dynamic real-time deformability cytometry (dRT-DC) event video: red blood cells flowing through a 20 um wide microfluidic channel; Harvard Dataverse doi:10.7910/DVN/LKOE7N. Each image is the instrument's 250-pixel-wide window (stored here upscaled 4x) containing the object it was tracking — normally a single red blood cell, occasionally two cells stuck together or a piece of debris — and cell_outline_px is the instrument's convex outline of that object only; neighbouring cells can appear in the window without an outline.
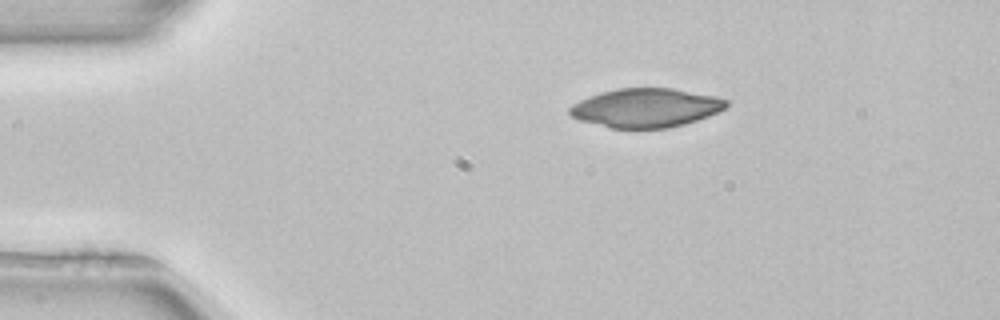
{"species": "common noctule bat (a hibernating species)", "species_latin": "Nyctalus noctula", "temperature_condition": "room temperature", "stored_images_in_passage": 43, "camera_frame_rate_fps": 3000, "um_per_image_px": 0.085, "animal": {"sex": "female", "body_mass_g": 22.7, "forearm_length_mm": 54.2}, "frame": {"image": 1, "passage_image": 1, "time_ms": 0.0, "image_size_px": [1000, 320], "cell_outline_px": [[728, 104], [724, 108], [708, 116], [684, 124], [668, 128], [608, 128], [580, 120], [572, 116], [568, 112], [568, 108], [572, 104], [588, 96], [600, 92], [616, 88], [672, 88], [716, 96], [728, 100]], "centroid_in_image_um": [54.86, 9.16], "position_along_channel_um": 30.1, "area_um2": 35.55}}